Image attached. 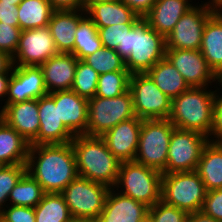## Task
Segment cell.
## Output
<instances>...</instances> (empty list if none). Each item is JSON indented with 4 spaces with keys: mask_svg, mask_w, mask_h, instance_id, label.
<instances>
[{
    "mask_svg": "<svg viewBox=\"0 0 222 222\" xmlns=\"http://www.w3.org/2000/svg\"><path fill=\"white\" fill-rule=\"evenodd\" d=\"M0 222H36L34 207L7 205L0 213Z\"/></svg>",
    "mask_w": 222,
    "mask_h": 222,
    "instance_id": "40",
    "label": "cell"
},
{
    "mask_svg": "<svg viewBox=\"0 0 222 222\" xmlns=\"http://www.w3.org/2000/svg\"><path fill=\"white\" fill-rule=\"evenodd\" d=\"M12 73H0V101H4L5 106V97H7L8 84L11 78Z\"/></svg>",
    "mask_w": 222,
    "mask_h": 222,
    "instance_id": "46",
    "label": "cell"
},
{
    "mask_svg": "<svg viewBox=\"0 0 222 222\" xmlns=\"http://www.w3.org/2000/svg\"><path fill=\"white\" fill-rule=\"evenodd\" d=\"M54 10H84V0H48Z\"/></svg>",
    "mask_w": 222,
    "mask_h": 222,
    "instance_id": "45",
    "label": "cell"
},
{
    "mask_svg": "<svg viewBox=\"0 0 222 222\" xmlns=\"http://www.w3.org/2000/svg\"><path fill=\"white\" fill-rule=\"evenodd\" d=\"M99 75L112 71H128L125 61L114 49L102 47L83 59Z\"/></svg>",
    "mask_w": 222,
    "mask_h": 222,
    "instance_id": "34",
    "label": "cell"
},
{
    "mask_svg": "<svg viewBox=\"0 0 222 222\" xmlns=\"http://www.w3.org/2000/svg\"><path fill=\"white\" fill-rule=\"evenodd\" d=\"M0 118L14 128L29 144L40 129L38 99L0 106Z\"/></svg>",
    "mask_w": 222,
    "mask_h": 222,
    "instance_id": "18",
    "label": "cell"
},
{
    "mask_svg": "<svg viewBox=\"0 0 222 222\" xmlns=\"http://www.w3.org/2000/svg\"><path fill=\"white\" fill-rule=\"evenodd\" d=\"M146 74L171 99L190 88L181 73L166 57L155 63Z\"/></svg>",
    "mask_w": 222,
    "mask_h": 222,
    "instance_id": "28",
    "label": "cell"
},
{
    "mask_svg": "<svg viewBox=\"0 0 222 222\" xmlns=\"http://www.w3.org/2000/svg\"><path fill=\"white\" fill-rule=\"evenodd\" d=\"M154 222H186L188 214L177 207L165 204L162 200L149 208Z\"/></svg>",
    "mask_w": 222,
    "mask_h": 222,
    "instance_id": "37",
    "label": "cell"
},
{
    "mask_svg": "<svg viewBox=\"0 0 222 222\" xmlns=\"http://www.w3.org/2000/svg\"><path fill=\"white\" fill-rule=\"evenodd\" d=\"M141 222H154L153 217L150 213L146 214V216L141 220Z\"/></svg>",
    "mask_w": 222,
    "mask_h": 222,
    "instance_id": "52",
    "label": "cell"
},
{
    "mask_svg": "<svg viewBox=\"0 0 222 222\" xmlns=\"http://www.w3.org/2000/svg\"><path fill=\"white\" fill-rule=\"evenodd\" d=\"M143 119L130 118L106 131L101 138L109 151L120 161H134Z\"/></svg>",
    "mask_w": 222,
    "mask_h": 222,
    "instance_id": "16",
    "label": "cell"
},
{
    "mask_svg": "<svg viewBox=\"0 0 222 222\" xmlns=\"http://www.w3.org/2000/svg\"><path fill=\"white\" fill-rule=\"evenodd\" d=\"M174 128L168 119H143L134 161L162 173Z\"/></svg>",
    "mask_w": 222,
    "mask_h": 222,
    "instance_id": "7",
    "label": "cell"
},
{
    "mask_svg": "<svg viewBox=\"0 0 222 222\" xmlns=\"http://www.w3.org/2000/svg\"><path fill=\"white\" fill-rule=\"evenodd\" d=\"M40 129L30 145L70 143L74 135L59 120L58 105L54 99L45 95L38 99Z\"/></svg>",
    "mask_w": 222,
    "mask_h": 222,
    "instance_id": "17",
    "label": "cell"
},
{
    "mask_svg": "<svg viewBox=\"0 0 222 222\" xmlns=\"http://www.w3.org/2000/svg\"><path fill=\"white\" fill-rule=\"evenodd\" d=\"M215 93L216 90L209 86L190 87L171 99L168 120L175 128L197 131L210 137L214 121Z\"/></svg>",
    "mask_w": 222,
    "mask_h": 222,
    "instance_id": "4",
    "label": "cell"
},
{
    "mask_svg": "<svg viewBox=\"0 0 222 222\" xmlns=\"http://www.w3.org/2000/svg\"><path fill=\"white\" fill-rule=\"evenodd\" d=\"M207 190L196 171L162 175L161 200L187 214L202 210Z\"/></svg>",
    "mask_w": 222,
    "mask_h": 222,
    "instance_id": "6",
    "label": "cell"
},
{
    "mask_svg": "<svg viewBox=\"0 0 222 222\" xmlns=\"http://www.w3.org/2000/svg\"><path fill=\"white\" fill-rule=\"evenodd\" d=\"M58 105L59 120L74 135H87L88 100L73 90L49 93Z\"/></svg>",
    "mask_w": 222,
    "mask_h": 222,
    "instance_id": "19",
    "label": "cell"
},
{
    "mask_svg": "<svg viewBox=\"0 0 222 222\" xmlns=\"http://www.w3.org/2000/svg\"><path fill=\"white\" fill-rule=\"evenodd\" d=\"M131 91L113 98L94 96L88 100L87 136H102L121 121L134 118Z\"/></svg>",
    "mask_w": 222,
    "mask_h": 222,
    "instance_id": "8",
    "label": "cell"
},
{
    "mask_svg": "<svg viewBox=\"0 0 222 222\" xmlns=\"http://www.w3.org/2000/svg\"><path fill=\"white\" fill-rule=\"evenodd\" d=\"M134 24L135 23H124L106 27H97L103 47L116 50L121 42L123 30L125 28H132Z\"/></svg>",
    "mask_w": 222,
    "mask_h": 222,
    "instance_id": "39",
    "label": "cell"
},
{
    "mask_svg": "<svg viewBox=\"0 0 222 222\" xmlns=\"http://www.w3.org/2000/svg\"><path fill=\"white\" fill-rule=\"evenodd\" d=\"M129 71H112L99 75L95 96L113 98L129 90Z\"/></svg>",
    "mask_w": 222,
    "mask_h": 222,
    "instance_id": "33",
    "label": "cell"
},
{
    "mask_svg": "<svg viewBox=\"0 0 222 222\" xmlns=\"http://www.w3.org/2000/svg\"><path fill=\"white\" fill-rule=\"evenodd\" d=\"M162 175L136 161H124L113 188L150 208L161 200Z\"/></svg>",
    "mask_w": 222,
    "mask_h": 222,
    "instance_id": "5",
    "label": "cell"
},
{
    "mask_svg": "<svg viewBox=\"0 0 222 222\" xmlns=\"http://www.w3.org/2000/svg\"><path fill=\"white\" fill-rule=\"evenodd\" d=\"M85 15L84 10H54L48 28L58 53L73 51L76 29Z\"/></svg>",
    "mask_w": 222,
    "mask_h": 222,
    "instance_id": "23",
    "label": "cell"
},
{
    "mask_svg": "<svg viewBox=\"0 0 222 222\" xmlns=\"http://www.w3.org/2000/svg\"><path fill=\"white\" fill-rule=\"evenodd\" d=\"M40 66H12L5 105L47 95Z\"/></svg>",
    "mask_w": 222,
    "mask_h": 222,
    "instance_id": "15",
    "label": "cell"
},
{
    "mask_svg": "<svg viewBox=\"0 0 222 222\" xmlns=\"http://www.w3.org/2000/svg\"><path fill=\"white\" fill-rule=\"evenodd\" d=\"M110 190L105 184L78 176L61 192L74 217L97 220Z\"/></svg>",
    "mask_w": 222,
    "mask_h": 222,
    "instance_id": "9",
    "label": "cell"
},
{
    "mask_svg": "<svg viewBox=\"0 0 222 222\" xmlns=\"http://www.w3.org/2000/svg\"><path fill=\"white\" fill-rule=\"evenodd\" d=\"M216 11L201 3L182 15L174 29L165 38V47L173 49L199 50L207 20Z\"/></svg>",
    "mask_w": 222,
    "mask_h": 222,
    "instance_id": "12",
    "label": "cell"
},
{
    "mask_svg": "<svg viewBox=\"0 0 222 222\" xmlns=\"http://www.w3.org/2000/svg\"><path fill=\"white\" fill-rule=\"evenodd\" d=\"M34 211L36 222H66L72 216L61 193H45Z\"/></svg>",
    "mask_w": 222,
    "mask_h": 222,
    "instance_id": "31",
    "label": "cell"
},
{
    "mask_svg": "<svg viewBox=\"0 0 222 222\" xmlns=\"http://www.w3.org/2000/svg\"><path fill=\"white\" fill-rule=\"evenodd\" d=\"M80 177L113 188L121 162L100 136L76 135L71 141Z\"/></svg>",
    "mask_w": 222,
    "mask_h": 222,
    "instance_id": "3",
    "label": "cell"
},
{
    "mask_svg": "<svg viewBox=\"0 0 222 222\" xmlns=\"http://www.w3.org/2000/svg\"><path fill=\"white\" fill-rule=\"evenodd\" d=\"M209 137L193 131L174 128L168 149L167 164L162 174L195 171Z\"/></svg>",
    "mask_w": 222,
    "mask_h": 222,
    "instance_id": "10",
    "label": "cell"
},
{
    "mask_svg": "<svg viewBox=\"0 0 222 222\" xmlns=\"http://www.w3.org/2000/svg\"><path fill=\"white\" fill-rule=\"evenodd\" d=\"M138 16L143 18L152 8L156 0H121Z\"/></svg>",
    "mask_w": 222,
    "mask_h": 222,
    "instance_id": "44",
    "label": "cell"
},
{
    "mask_svg": "<svg viewBox=\"0 0 222 222\" xmlns=\"http://www.w3.org/2000/svg\"><path fill=\"white\" fill-rule=\"evenodd\" d=\"M21 29L0 22V51L13 57L19 44Z\"/></svg>",
    "mask_w": 222,
    "mask_h": 222,
    "instance_id": "38",
    "label": "cell"
},
{
    "mask_svg": "<svg viewBox=\"0 0 222 222\" xmlns=\"http://www.w3.org/2000/svg\"><path fill=\"white\" fill-rule=\"evenodd\" d=\"M199 50L210 68L222 80V11H216L207 20Z\"/></svg>",
    "mask_w": 222,
    "mask_h": 222,
    "instance_id": "24",
    "label": "cell"
},
{
    "mask_svg": "<svg viewBox=\"0 0 222 222\" xmlns=\"http://www.w3.org/2000/svg\"><path fill=\"white\" fill-rule=\"evenodd\" d=\"M102 47L103 45L99 38L98 28L93 21L85 15L77 26L74 49L71 53L76 56L78 60H83Z\"/></svg>",
    "mask_w": 222,
    "mask_h": 222,
    "instance_id": "30",
    "label": "cell"
},
{
    "mask_svg": "<svg viewBox=\"0 0 222 222\" xmlns=\"http://www.w3.org/2000/svg\"><path fill=\"white\" fill-rule=\"evenodd\" d=\"M201 211L218 222H222V188L207 191Z\"/></svg>",
    "mask_w": 222,
    "mask_h": 222,
    "instance_id": "41",
    "label": "cell"
},
{
    "mask_svg": "<svg viewBox=\"0 0 222 222\" xmlns=\"http://www.w3.org/2000/svg\"><path fill=\"white\" fill-rule=\"evenodd\" d=\"M149 207L110 188L104 208L96 222H141Z\"/></svg>",
    "mask_w": 222,
    "mask_h": 222,
    "instance_id": "20",
    "label": "cell"
},
{
    "mask_svg": "<svg viewBox=\"0 0 222 222\" xmlns=\"http://www.w3.org/2000/svg\"><path fill=\"white\" fill-rule=\"evenodd\" d=\"M165 38L152 29L144 18L125 28L116 52L132 74H144L165 57Z\"/></svg>",
    "mask_w": 222,
    "mask_h": 222,
    "instance_id": "2",
    "label": "cell"
},
{
    "mask_svg": "<svg viewBox=\"0 0 222 222\" xmlns=\"http://www.w3.org/2000/svg\"><path fill=\"white\" fill-rule=\"evenodd\" d=\"M165 57L181 73L189 87H208L213 82L220 87L222 80L210 68L200 50L166 48Z\"/></svg>",
    "mask_w": 222,
    "mask_h": 222,
    "instance_id": "13",
    "label": "cell"
},
{
    "mask_svg": "<svg viewBox=\"0 0 222 222\" xmlns=\"http://www.w3.org/2000/svg\"><path fill=\"white\" fill-rule=\"evenodd\" d=\"M129 90L133 97L135 116L140 119H168L171 98L165 95L146 74H132Z\"/></svg>",
    "mask_w": 222,
    "mask_h": 222,
    "instance_id": "11",
    "label": "cell"
},
{
    "mask_svg": "<svg viewBox=\"0 0 222 222\" xmlns=\"http://www.w3.org/2000/svg\"><path fill=\"white\" fill-rule=\"evenodd\" d=\"M30 144L0 118V162L4 165L26 164Z\"/></svg>",
    "mask_w": 222,
    "mask_h": 222,
    "instance_id": "27",
    "label": "cell"
},
{
    "mask_svg": "<svg viewBox=\"0 0 222 222\" xmlns=\"http://www.w3.org/2000/svg\"><path fill=\"white\" fill-rule=\"evenodd\" d=\"M113 1H118V0H84V5H94L98 3H107Z\"/></svg>",
    "mask_w": 222,
    "mask_h": 222,
    "instance_id": "51",
    "label": "cell"
},
{
    "mask_svg": "<svg viewBox=\"0 0 222 222\" xmlns=\"http://www.w3.org/2000/svg\"><path fill=\"white\" fill-rule=\"evenodd\" d=\"M207 191L222 188V143L209 141L195 170Z\"/></svg>",
    "mask_w": 222,
    "mask_h": 222,
    "instance_id": "26",
    "label": "cell"
},
{
    "mask_svg": "<svg viewBox=\"0 0 222 222\" xmlns=\"http://www.w3.org/2000/svg\"><path fill=\"white\" fill-rule=\"evenodd\" d=\"M203 3L213 8L215 11H222V0H209Z\"/></svg>",
    "mask_w": 222,
    "mask_h": 222,
    "instance_id": "49",
    "label": "cell"
},
{
    "mask_svg": "<svg viewBox=\"0 0 222 222\" xmlns=\"http://www.w3.org/2000/svg\"><path fill=\"white\" fill-rule=\"evenodd\" d=\"M26 172V164L5 165L0 170V213L8 205L11 190Z\"/></svg>",
    "mask_w": 222,
    "mask_h": 222,
    "instance_id": "36",
    "label": "cell"
},
{
    "mask_svg": "<svg viewBox=\"0 0 222 222\" xmlns=\"http://www.w3.org/2000/svg\"><path fill=\"white\" fill-rule=\"evenodd\" d=\"M192 0H156L150 11L143 17L157 33L164 38L193 5Z\"/></svg>",
    "mask_w": 222,
    "mask_h": 222,
    "instance_id": "22",
    "label": "cell"
},
{
    "mask_svg": "<svg viewBox=\"0 0 222 222\" xmlns=\"http://www.w3.org/2000/svg\"><path fill=\"white\" fill-rule=\"evenodd\" d=\"M12 57L0 51V73H12Z\"/></svg>",
    "mask_w": 222,
    "mask_h": 222,
    "instance_id": "47",
    "label": "cell"
},
{
    "mask_svg": "<svg viewBox=\"0 0 222 222\" xmlns=\"http://www.w3.org/2000/svg\"><path fill=\"white\" fill-rule=\"evenodd\" d=\"M58 54L48 26L21 31L18 48L12 57L14 66H40Z\"/></svg>",
    "mask_w": 222,
    "mask_h": 222,
    "instance_id": "14",
    "label": "cell"
},
{
    "mask_svg": "<svg viewBox=\"0 0 222 222\" xmlns=\"http://www.w3.org/2000/svg\"><path fill=\"white\" fill-rule=\"evenodd\" d=\"M53 12L48 0H23L18 5L19 28L23 31L48 26Z\"/></svg>",
    "mask_w": 222,
    "mask_h": 222,
    "instance_id": "29",
    "label": "cell"
},
{
    "mask_svg": "<svg viewBox=\"0 0 222 222\" xmlns=\"http://www.w3.org/2000/svg\"><path fill=\"white\" fill-rule=\"evenodd\" d=\"M2 3H16V5H19L23 0H0Z\"/></svg>",
    "mask_w": 222,
    "mask_h": 222,
    "instance_id": "53",
    "label": "cell"
},
{
    "mask_svg": "<svg viewBox=\"0 0 222 222\" xmlns=\"http://www.w3.org/2000/svg\"><path fill=\"white\" fill-rule=\"evenodd\" d=\"M222 87V83L220 84ZM222 90V88H221ZM218 87L214 100V121L209 141L222 143V91Z\"/></svg>",
    "mask_w": 222,
    "mask_h": 222,
    "instance_id": "42",
    "label": "cell"
},
{
    "mask_svg": "<svg viewBox=\"0 0 222 222\" xmlns=\"http://www.w3.org/2000/svg\"><path fill=\"white\" fill-rule=\"evenodd\" d=\"M4 166H5V165L0 162V170H1Z\"/></svg>",
    "mask_w": 222,
    "mask_h": 222,
    "instance_id": "54",
    "label": "cell"
},
{
    "mask_svg": "<svg viewBox=\"0 0 222 222\" xmlns=\"http://www.w3.org/2000/svg\"><path fill=\"white\" fill-rule=\"evenodd\" d=\"M84 11L96 27L136 23L141 18L121 0L84 5Z\"/></svg>",
    "mask_w": 222,
    "mask_h": 222,
    "instance_id": "25",
    "label": "cell"
},
{
    "mask_svg": "<svg viewBox=\"0 0 222 222\" xmlns=\"http://www.w3.org/2000/svg\"><path fill=\"white\" fill-rule=\"evenodd\" d=\"M0 22L19 27L18 5L0 1Z\"/></svg>",
    "mask_w": 222,
    "mask_h": 222,
    "instance_id": "43",
    "label": "cell"
},
{
    "mask_svg": "<svg viewBox=\"0 0 222 222\" xmlns=\"http://www.w3.org/2000/svg\"><path fill=\"white\" fill-rule=\"evenodd\" d=\"M26 169L45 193H61L79 176L71 142L30 145Z\"/></svg>",
    "mask_w": 222,
    "mask_h": 222,
    "instance_id": "1",
    "label": "cell"
},
{
    "mask_svg": "<svg viewBox=\"0 0 222 222\" xmlns=\"http://www.w3.org/2000/svg\"><path fill=\"white\" fill-rule=\"evenodd\" d=\"M99 74L83 60H78L71 90L87 100L95 96Z\"/></svg>",
    "mask_w": 222,
    "mask_h": 222,
    "instance_id": "35",
    "label": "cell"
},
{
    "mask_svg": "<svg viewBox=\"0 0 222 222\" xmlns=\"http://www.w3.org/2000/svg\"><path fill=\"white\" fill-rule=\"evenodd\" d=\"M77 63L72 53H58L40 65L48 94L71 90Z\"/></svg>",
    "mask_w": 222,
    "mask_h": 222,
    "instance_id": "21",
    "label": "cell"
},
{
    "mask_svg": "<svg viewBox=\"0 0 222 222\" xmlns=\"http://www.w3.org/2000/svg\"><path fill=\"white\" fill-rule=\"evenodd\" d=\"M66 222H96V221L89 218L71 216Z\"/></svg>",
    "mask_w": 222,
    "mask_h": 222,
    "instance_id": "50",
    "label": "cell"
},
{
    "mask_svg": "<svg viewBox=\"0 0 222 222\" xmlns=\"http://www.w3.org/2000/svg\"><path fill=\"white\" fill-rule=\"evenodd\" d=\"M44 194L42 186L26 172L11 190L8 205L36 207Z\"/></svg>",
    "mask_w": 222,
    "mask_h": 222,
    "instance_id": "32",
    "label": "cell"
},
{
    "mask_svg": "<svg viewBox=\"0 0 222 222\" xmlns=\"http://www.w3.org/2000/svg\"><path fill=\"white\" fill-rule=\"evenodd\" d=\"M186 222H218L217 220L207 216L202 211L188 214Z\"/></svg>",
    "mask_w": 222,
    "mask_h": 222,
    "instance_id": "48",
    "label": "cell"
}]
</instances>
